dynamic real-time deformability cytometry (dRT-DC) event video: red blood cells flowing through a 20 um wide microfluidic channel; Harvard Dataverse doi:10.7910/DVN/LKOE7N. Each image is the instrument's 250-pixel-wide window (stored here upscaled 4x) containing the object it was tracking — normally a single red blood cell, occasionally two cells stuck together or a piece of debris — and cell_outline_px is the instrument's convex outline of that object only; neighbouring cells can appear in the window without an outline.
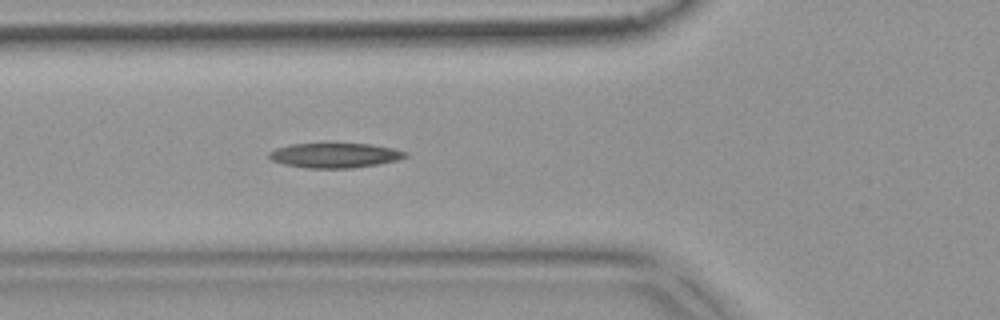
{"species": "common noctule bat (a hibernating species)", "species_latin": "Nyctalus noctula", "temperature_condition": "warm", "stored_images_in_passage": 49, "camera_frame_rate_fps": 3000, "um_per_image_px": 0.085, "animal": {"sex": "female", "body_mass_g": 18.4}, "frame": {"image": 1, "passage_image": 15, "time_ms": 4.667, "image_size_px": [1000, 320], "cell_outline_px": [[408, 156], [400, 160], [352, 168], [304, 168], [284, 164], [272, 160], [268, 156], [268, 152], [276, 148], [292, 144], [372, 144], [392, 148], [408, 152]], "centroid_in_image_um": [28.48, 13.21], "position_along_channel_um": 97.3, "area_um2": 19.65}}
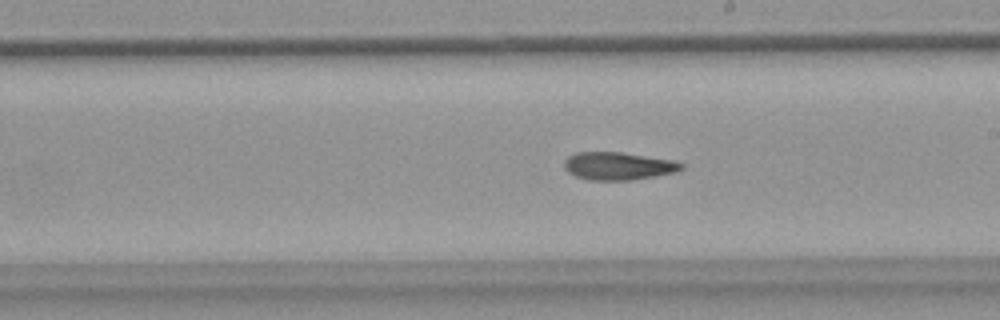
{"frame": {"image": 2, "passage_image": 26, "time_ms": 8.333, "image_size_px": [1000, 320], "cell_outline_px": [[684, 168], [676, 172], [656, 176], [632, 180], [588, 180], [576, 176], [568, 172], [564, 168], [564, 160], [568, 156], [576, 152], [620, 152], [672, 160], [684, 164]], "centroid_in_image_um": [52.54, 14.11], "position_along_channel_um": 236.5, "area_um2": 19.02}}
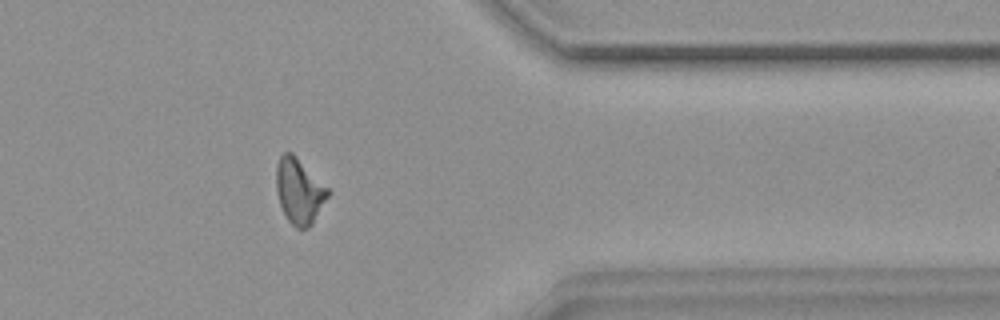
{"frame": {"image": 3, "passage_image": 39, "time_ms": 12.667, "image_size_px": [1000, 320], "cell_outline_px": [[332, 192], [312, 224], [308, 228], [296, 228], [288, 220], [280, 204], [276, 188], [276, 168], [280, 156], [284, 152], [292, 152]], "centroid_in_image_um": [25.45, 16.24], "position_along_channel_um": 385.9, "area_um2": 19.59}, "authors_computed_cell_mechanics": {"area_um2": 19.4208, "velocity_mm_per_s": 3.7968, "shape_relaxation_time_tau1_ms": null, "shape_relaxation_time_tau2_ms": 10.3891, "deformation_change_tau1": null, "deformation_change_tau2": 0.2325}}